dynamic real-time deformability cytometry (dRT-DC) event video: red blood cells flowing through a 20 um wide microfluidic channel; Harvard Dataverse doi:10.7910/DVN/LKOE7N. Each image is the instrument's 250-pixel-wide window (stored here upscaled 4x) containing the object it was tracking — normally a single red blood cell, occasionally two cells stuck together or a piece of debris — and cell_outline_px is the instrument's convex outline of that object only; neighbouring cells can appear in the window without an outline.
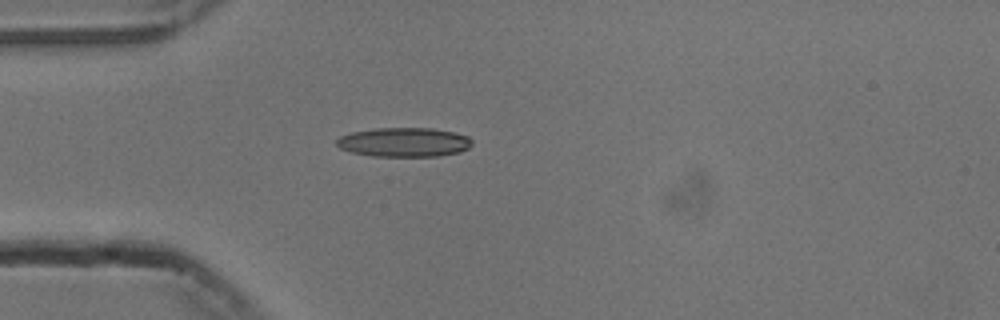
{"species": "common noctule bat (a hibernating species)", "species_latin": "Nyctalus noctula", "temperature_condition": "cold", "stored_images_in_passage": 40, "camera_frame_rate_fps": 3000, "um_per_image_px": 0.085, "animal": {"sex": "male", "body_mass_g": 13.3}, "frame": {"image": 1, "passage_image": 1, "time_ms": 0.0, "image_size_px": [1000, 320], "cell_outline_px": [[472, 144], [468, 148], [460, 152], [440, 156], [372, 156], [352, 152], [340, 148], [336, 144], [336, 140], [340, 136], [352, 132], [376, 128], [432, 128], [452, 132], [468, 136], [472, 140]], "centroid_in_image_um": [34.35, 12.09], "position_along_channel_um": 50.6, "area_um2": 23.06}}
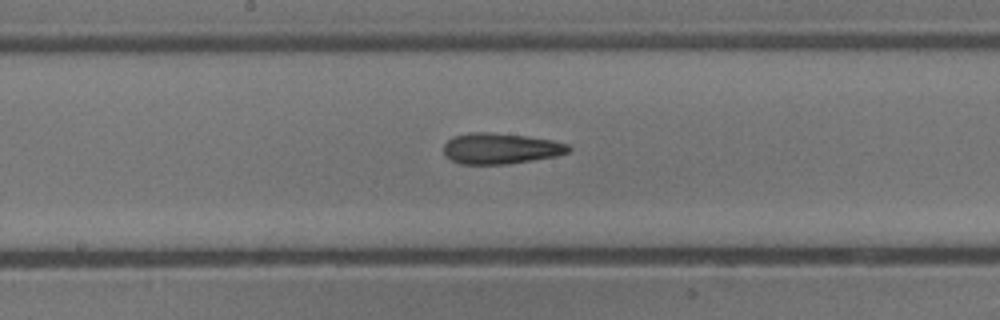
{"frame": {"image": 2, "passage_image": 14, "time_ms": 4.333, "image_size_px": [1000, 320], "cell_outline_px": [[572, 148], [568, 152], [556, 156], [508, 164], [460, 164], [452, 160], [444, 152], [444, 144], [448, 140], [456, 136], [468, 132], [488, 132], [528, 136], [552, 140], [568, 144]], "centroid_in_image_um": [42.57, 12.62], "position_along_channel_um": 205.6, "area_um2": 22.37}}
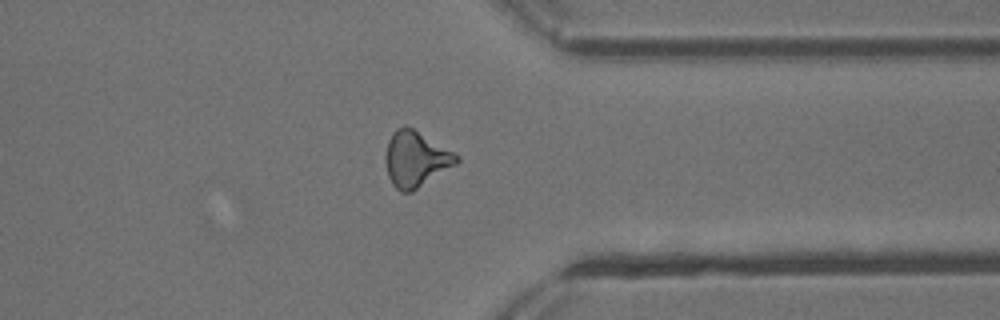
{"frame": {"image": 3, "passage_image": 28, "time_ms": 9.0, "image_size_px": [1000, 320], "cell_outline_px": [[460, 160], [456, 164], [412, 192], [400, 192], [392, 184], [388, 176], [384, 160], [384, 156], [388, 140], [392, 132], [396, 128], [404, 124], [412, 128], [456, 152], [460, 156]], "centroid_in_image_um": [35.33, 13.5], "position_along_channel_um": 376.1, "area_um2": 23.35}, "authors_computed_cell_mechanics": {"area_um2": 22.0218, "velocity_mm_per_s": 3.7859, "shape_relaxation_time_tau1_ms": null, "shape_relaxation_time_tau2_ms": 4.8958, "deformation_change_tau1": null, "deformation_change_tau2": 0.1657}}